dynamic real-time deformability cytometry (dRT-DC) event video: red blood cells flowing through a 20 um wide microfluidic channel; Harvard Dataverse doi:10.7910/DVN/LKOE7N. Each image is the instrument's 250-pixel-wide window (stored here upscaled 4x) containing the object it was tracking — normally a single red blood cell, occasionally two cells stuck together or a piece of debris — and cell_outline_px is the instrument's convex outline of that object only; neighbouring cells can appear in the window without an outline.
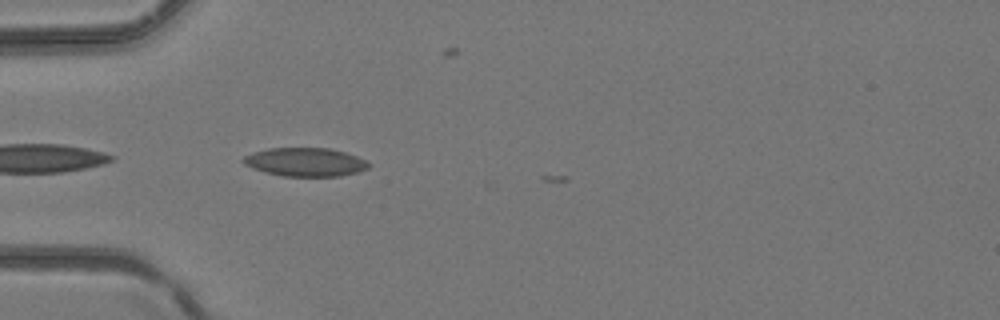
{"species": "common noctule bat (a hibernating species)", "species_latin": "Nyctalus noctula", "temperature_condition": "room temperature", "stored_images_in_passage": 3, "camera_frame_rate_fps": 3000, "um_per_image_px": 0.085, "animal": {"sex": "female", "body_mass_g": 24.6, "forearm_length_mm": 56.2}, "frame": {"image": 1, "passage_image": 1, "time_ms": 0.0, "image_size_px": [1000, 320], "cell_outline_px": [[372, 164], [368, 168], [356, 172], [340, 176], [284, 176], [264, 172], [252, 168], [244, 164], [240, 160], [244, 156], [252, 152], [268, 148], [328, 148], [344, 152], [356, 156]], "centroid_in_image_um": [25.91, 13.77], "position_along_channel_um": 59.1, "area_um2": 20.87}}